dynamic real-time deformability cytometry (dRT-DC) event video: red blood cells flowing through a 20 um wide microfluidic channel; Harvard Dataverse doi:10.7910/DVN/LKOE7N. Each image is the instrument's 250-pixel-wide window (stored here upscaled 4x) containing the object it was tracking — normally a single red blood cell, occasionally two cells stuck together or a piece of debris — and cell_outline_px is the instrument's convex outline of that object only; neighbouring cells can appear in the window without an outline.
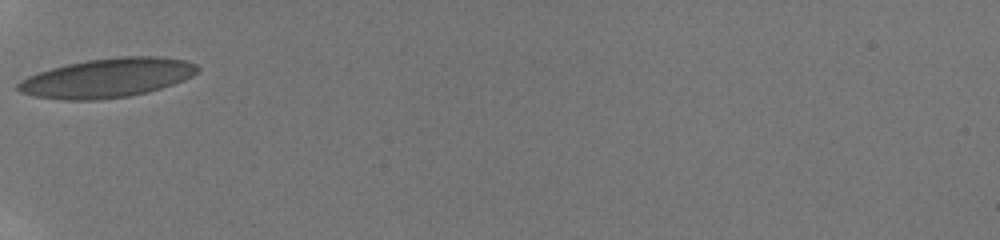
{"species": "human", "species_latin": "Homo sapiens", "temperature_condition": "room temperature", "stored_images_in_passage": 29, "camera_frame_rate_fps": 3000, "um_per_image_px": 0.085, "donor": {"sex": "male"}, "frame": {"image": 1, "passage_image": 1, "time_ms": 0.0, "image_size_px": [1000, 240], "cell_outline_px": [[200, 68], [192, 76], [184, 80], [160, 88], [128, 96], [100, 100], [64, 100], [32, 96], [20, 92], [16, 88], [16, 84], [20, 80], [28, 76], [52, 68], [68, 64], [88, 60], [120, 56], [156, 56], [184, 60], [196, 64]], "centroid_in_image_um": [9.09, 6.62], "position_along_channel_um": 75.9, "area_um2": 40.81}}
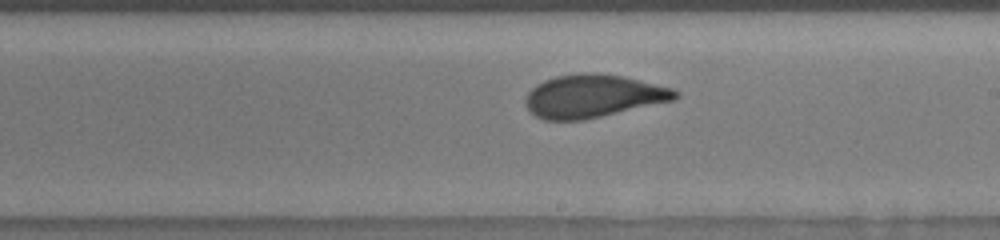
{"frame": {"image": 2, "passage_image": 14, "time_ms": 4.333, "image_size_px": [1000, 240], "cell_outline_px": [[680, 96], [676, 100], [584, 120], [544, 120], [536, 116], [524, 104], [524, 96], [536, 84], [544, 80], [556, 76], [584, 72], [596, 72], [624, 76], [672, 88], [680, 92]], "centroid_in_image_um": [50.42, 8.16], "position_along_channel_um": 238.6, "area_um2": 37.86}}
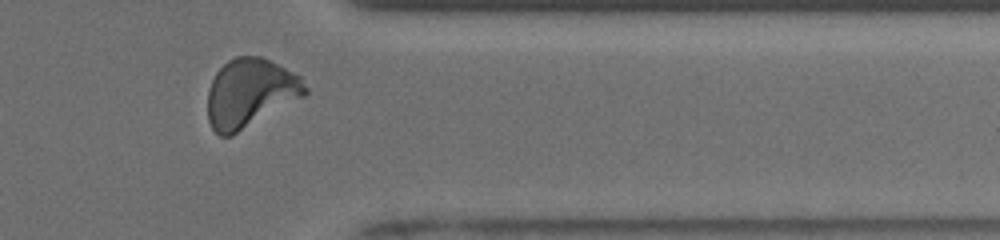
{"frame": {"image": 3, "passage_image": 26, "time_ms": 8.333, "image_size_px": [1000, 240], "cell_outline_px": [[308, 92], [304, 96], [232, 136], [220, 136], [212, 128], [208, 120], [208, 92], [212, 80], [216, 72], [228, 60], [236, 56], [260, 56], [300, 76], [308, 88]], "centroid_in_image_um": [21.25, 7.92], "position_along_channel_um": 390.1, "area_um2": 38.78}, "authors_computed_cell_mechanics": {"area_um2": 37.1654, "velocity_mm_per_s": 3.8539, "shape_relaxation_time_tau1_ms": 4.1434, "shape_relaxation_time_tau2_ms": 0.7166, "deformation_change_tau1": 0.1447, "deformation_change_tau2": 0.0511}}